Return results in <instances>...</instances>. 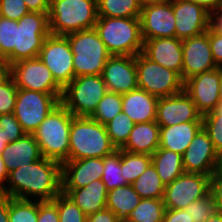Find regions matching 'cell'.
<instances>
[{"instance_id": "cell-30", "label": "cell", "mask_w": 222, "mask_h": 222, "mask_svg": "<svg viewBox=\"0 0 222 222\" xmlns=\"http://www.w3.org/2000/svg\"><path fill=\"white\" fill-rule=\"evenodd\" d=\"M131 185L142 199H163L164 197L166 185L161 181L152 163Z\"/></svg>"}, {"instance_id": "cell-17", "label": "cell", "mask_w": 222, "mask_h": 222, "mask_svg": "<svg viewBox=\"0 0 222 222\" xmlns=\"http://www.w3.org/2000/svg\"><path fill=\"white\" fill-rule=\"evenodd\" d=\"M172 0L141 9L140 23L143 41L153 38L176 37Z\"/></svg>"}, {"instance_id": "cell-29", "label": "cell", "mask_w": 222, "mask_h": 222, "mask_svg": "<svg viewBox=\"0 0 222 222\" xmlns=\"http://www.w3.org/2000/svg\"><path fill=\"white\" fill-rule=\"evenodd\" d=\"M152 164L164 185L170 184L185 172L182 155L168 149H157L152 154Z\"/></svg>"}, {"instance_id": "cell-6", "label": "cell", "mask_w": 222, "mask_h": 222, "mask_svg": "<svg viewBox=\"0 0 222 222\" xmlns=\"http://www.w3.org/2000/svg\"><path fill=\"white\" fill-rule=\"evenodd\" d=\"M73 53L75 78L84 75H101L111 57L94 28L66 35Z\"/></svg>"}, {"instance_id": "cell-44", "label": "cell", "mask_w": 222, "mask_h": 222, "mask_svg": "<svg viewBox=\"0 0 222 222\" xmlns=\"http://www.w3.org/2000/svg\"><path fill=\"white\" fill-rule=\"evenodd\" d=\"M203 129L208 133L218 154L222 152V118H202Z\"/></svg>"}, {"instance_id": "cell-47", "label": "cell", "mask_w": 222, "mask_h": 222, "mask_svg": "<svg viewBox=\"0 0 222 222\" xmlns=\"http://www.w3.org/2000/svg\"><path fill=\"white\" fill-rule=\"evenodd\" d=\"M206 32L209 36L213 59L217 66H222V34L214 32L210 27Z\"/></svg>"}, {"instance_id": "cell-54", "label": "cell", "mask_w": 222, "mask_h": 222, "mask_svg": "<svg viewBox=\"0 0 222 222\" xmlns=\"http://www.w3.org/2000/svg\"><path fill=\"white\" fill-rule=\"evenodd\" d=\"M9 172L6 169L4 160L0 155V192L4 189L6 185H4V181L8 180Z\"/></svg>"}, {"instance_id": "cell-12", "label": "cell", "mask_w": 222, "mask_h": 222, "mask_svg": "<svg viewBox=\"0 0 222 222\" xmlns=\"http://www.w3.org/2000/svg\"><path fill=\"white\" fill-rule=\"evenodd\" d=\"M38 58L50 69L55 81L63 89L75 78L73 53L66 36L49 34Z\"/></svg>"}, {"instance_id": "cell-37", "label": "cell", "mask_w": 222, "mask_h": 222, "mask_svg": "<svg viewBox=\"0 0 222 222\" xmlns=\"http://www.w3.org/2000/svg\"><path fill=\"white\" fill-rule=\"evenodd\" d=\"M121 111L122 94L107 91L90 117L105 126Z\"/></svg>"}, {"instance_id": "cell-33", "label": "cell", "mask_w": 222, "mask_h": 222, "mask_svg": "<svg viewBox=\"0 0 222 222\" xmlns=\"http://www.w3.org/2000/svg\"><path fill=\"white\" fill-rule=\"evenodd\" d=\"M164 211L163 199L143 198L130 213L129 219L133 222H162Z\"/></svg>"}, {"instance_id": "cell-51", "label": "cell", "mask_w": 222, "mask_h": 222, "mask_svg": "<svg viewBox=\"0 0 222 222\" xmlns=\"http://www.w3.org/2000/svg\"><path fill=\"white\" fill-rule=\"evenodd\" d=\"M209 27L216 33L222 34V6L219 10L210 13Z\"/></svg>"}, {"instance_id": "cell-45", "label": "cell", "mask_w": 222, "mask_h": 222, "mask_svg": "<svg viewBox=\"0 0 222 222\" xmlns=\"http://www.w3.org/2000/svg\"><path fill=\"white\" fill-rule=\"evenodd\" d=\"M37 222H59L57 205L53 201L38 200V221Z\"/></svg>"}, {"instance_id": "cell-8", "label": "cell", "mask_w": 222, "mask_h": 222, "mask_svg": "<svg viewBox=\"0 0 222 222\" xmlns=\"http://www.w3.org/2000/svg\"><path fill=\"white\" fill-rule=\"evenodd\" d=\"M49 34L48 14L29 12L24 15L16 21V45L7 56L9 64L38 57Z\"/></svg>"}, {"instance_id": "cell-39", "label": "cell", "mask_w": 222, "mask_h": 222, "mask_svg": "<svg viewBox=\"0 0 222 222\" xmlns=\"http://www.w3.org/2000/svg\"><path fill=\"white\" fill-rule=\"evenodd\" d=\"M184 210L189 212L191 222H206L219 211L210 192L203 198L191 202Z\"/></svg>"}, {"instance_id": "cell-34", "label": "cell", "mask_w": 222, "mask_h": 222, "mask_svg": "<svg viewBox=\"0 0 222 222\" xmlns=\"http://www.w3.org/2000/svg\"><path fill=\"white\" fill-rule=\"evenodd\" d=\"M134 125L135 123L123 111L105 125L111 142L116 149H121L126 144Z\"/></svg>"}, {"instance_id": "cell-62", "label": "cell", "mask_w": 222, "mask_h": 222, "mask_svg": "<svg viewBox=\"0 0 222 222\" xmlns=\"http://www.w3.org/2000/svg\"><path fill=\"white\" fill-rule=\"evenodd\" d=\"M219 168L222 169V152L219 154Z\"/></svg>"}, {"instance_id": "cell-26", "label": "cell", "mask_w": 222, "mask_h": 222, "mask_svg": "<svg viewBox=\"0 0 222 222\" xmlns=\"http://www.w3.org/2000/svg\"><path fill=\"white\" fill-rule=\"evenodd\" d=\"M74 203L88 216L106 208L108 190L99 179L78 189H62Z\"/></svg>"}, {"instance_id": "cell-32", "label": "cell", "mask_w": 222, "mask_h": 222, "mask_svg": "<svg viewBox=\"0 0 222 222\" xmlns=\"http://www.w3.org/2000/svg\"><path fill=\"white\" fill-rule=\"evenodd\" d=\"M152 163V155L130 153L121 149L122 176L132 184Z\"/></svg>"}, {"instance_id": "cell-48", "label": "cell", "mask_w": 222, "mask_h": 222, "mask_svg": "<svg viewBox=\"0 0 222 222\" xmlns=\"http://www.w3.org/2000/svg\"><path fill=\"white\" fill-rule=\"evenodd\" d=\"M162 222H191V217L184 209H165Z\"/></svg>"}, {"instance_id": "cell-16", "label": "cell", "mask_w": 222, "mask_h": 222, "mask_svg": "<svg viewBox=\"0 0 222 222\" xmlns=\"http://www.w3.org/2000/svg\"><path fill=\"white\" fill-rule=\"evenodd\" d=\"M183 67L182 81L192 76L218 68L216 65L207 32L182 40Z\"/></svg>"}, {"instance_id": "cell-53", "label": "cell", "mask_w": 222, "mask_h": 222, "mask_svg": "<svg viewBox=\"0 0 222 222\" xmlns=\"http://www.w3.org/2000/svg\"><path fill=\"white\" fill-rule=\"evenodd\" d=\"M0 222H9L8 196L0 194Z\"/></svg>"}, {"instance_id": "cell-4", "label": "cell", "mask_w": 222, "mask_h": 222, "mask_svg": "<svg viewBox=\"0 0 222 222\" xmlns=\"http://www.w3.org/2000/svg\"><path fill=\"white\" fill-rule=\"evenodd\" d=\"M73 117L59 103L32 133L43 157L61 164L69 160V136Z\"/></svg>"}, {"instance_id": "cell-23", "label": "cell", "mask_w": 222, "mask_h": 222, "mask_svg": "<svg viewBox=\"0 0 222 222\" xmlns=\"http://www.w3.org/2000/svg\"><path fill=\"white\" fill-rule=\"evenodd\" d=\"M158 97L142 89L122 94V111L135 123L156 121Z\"/></svg>"}, {"instance_id": "cell-43", "label": "cell", "mask_w": 222, "mask_h": 222, "mask_svg": "<svg viewBox=\"0 0 222 222\" xmlns=\"http://www.w3.org/2000/svg\"><path fill=\"white\" fill-rule=\"evenodd\" d=\"M0 126L9 143L19 140L26 132L15 118L14 113L0 115Z\"/></svg>"}, {"instance_id": "cell-36", "label": "cell", "mask_w": 222, "mask_h": 222, "mask_svg": "<svg viewBox=\"0 0 222 222\" xmlns=\"http://www.w3.org/2000/svg\"><path fill=\"white\" fill-rule=\"evenodd\" d=\"M9 222H37L38 200H21L8 197Z\"/></svg>"}, {"instance_id": "cell-10", "label": "cell", "mask_w": 222, "mask_h": 222, "mask_svg": "<svg viewBox=\"0 0 222 222\" xmlns=\"http://www.w3.org/2000/svg\"><path fill=\"white\" fill-rule=\"evenodd\" d=\"M62 94L17 90L14 116L27 134H32L61 100Z\"/></svg>"}, {"instance_id": "cell-2", "label": "cell", "mask_w": 222, "mask_h": 222, "mask_svg": "<svg viewBox=\"0 0 222 222\" xmlns=\"http://www.w3.org/2000/svg\"><path fill=\"white\" fill-rule=\"evenodd\" d=\"M116 150L103 124L91 117H73L69 136V160L104 158Z\"/></svg>"}, {"instance_id": "cell-21", "label": "cell", "mask_w": 222, "mask_h": 222, "mask_svg": "<svg viewBox=\"0 0 222 222\" xmlns=\"http://www.w3.org/2000/svg\"><path fill=\"white\" fill-rule=\"evenodd\" d=\"M104 158L68 160L61 164L62 189H78L101 179Z\"/></svg>"}, {"instance_id": "cell-57", "label": "cell", "mask_w": 222, "mask_h": 222, "mask_svg": "<svg viewBox=\"0 0 222 222\" xmlns=\"http://www.w3.org/2000/svg\"><path fill=\"white\" fill-rule=\"evenodd\" d=\"M138 5L142 8L147 7V6H151V5H155V4H159L162 3L166 0H136Z\"/></svg>"}, {"instance_id": "cell-18", "label": "cell", "mask_w": 222, "mask_h": 222, "mask_svg": "<svg viewBox=\"0 0 222 222\" xmlns=\"http://www.w3.org/2000/svg\"><path fill=\"white\" fill-rule=\"evenodd\" d=\"M101 75L108 92L124 94L137 89L136 56H111Z\"/></svg>"}, {"instance_id": "cell-14", "label": "cell", "mask_w": 222, "mask_h": 222, "mask_svg": "<svg viewBox=\"0 0 222 222\" xmlns=\"http://www.w3.org/2000/svg\"><path fill=\"white\" fill-rule=\"evenodd\" d=\"M219 84L220 66L192 76L184 82V91L191 97L202 116L217 109L221 101Z\"/></svg>"}, {"instance_id": "cell-19", "label": "cell", "mask_w": 222, "mask_h": 222, "mask_svg": "<svg viewBox=\"0 0 222 222\" xmlns=\"http://www.w3.org/2000/svg\"><path fill=\"white\" fill-rule=\"evenodd\" d=\"M176 38L186 39L203 34L209 29L210 13L202 6L187 0H172Z\"/></svg>"}, {"instance_id": "cell-24", "label": "cell", "mask_w": 222, "mask_h": 222, "mask_svg": "<svg viewBox=\"0 0 222 222\" xmlns=\"http://www.w3.org/2000/svg\"><path fill=\"white\" fill-rule=\"evenodd\" d=\"M8 172L32 164L40 160L41 154L39 144L33 134H25L19 140L8 143L1 153Z\"/></svg>"}, {"instance_id": "cell-13", "label": "cell", "mask_w": 222, "mask_h": 222, "mask_svg": "<svg viewBox=\"0 0 222 222\" xmlns=\"http://www.w3.org/2000/svg\"><path fill=\"white\" fill-rule=\"evenodd\" d=\"M209 190L210 176L184 172L165 186V209H185L191 202L207 195Z\"/></svg>"}, {"instance_id": "cell-7", "label": "cell", "mask_w": 222, "mask_h": 222, "mask_svg": "<svg viewBox=\"0 0 222 222\" xmlns=\"http://www.w3.org/2000/svg\"><path fill=\"white\" fill-rule=\"evenodd\" d=\"M106 92L102 75L79 76L63 89L60 103L74 116L90 117Z\"/></svg>"}, {"instance_id": "cell-46", "label": "cell", "mask_w": 222, "mask_h": 222, "mask_svg": "<svg viewBox=\"0 0 222 222\" xmlns=\"http://www.w3.org/2000/svg\"><path fill=\"white\" fill-rule=\"evenodd\" d=\"M218 210L222 212V169L218 168L210 176V190Z\"/></svg>"}, {"instance_id": "cell-28", "label": "cell", "mask_w": 222, "mask_h": 222, "mask_svg": "<svg viewBox=\"0 0 222 222\" xmlns=\"http://www.w3.org/2000/svg\"><path fill=\"white\" fill-rule=\"evenodd\" d=\"M141 199L131 184L120 186L108 191L106 208L116 214L119 221L127 220Z\"/></svg>"}, {"instance_id": "cell-63", "label": "cell", "mask_w": 222, "mask_h": 222, "mask_svg": "<svg viewBox=\"0 0 222 222\" xmlns=\"http://www.w3.org/2000/svg\"><path fill=\"white\" fill-rule=\"evenodd\" d=\"M119 222H133V221H131L130 219H127V220H122V221H119Z\"/></svg>"}, {"instance_id": "cell-55", "label": "cell", "mask_w": 222, "mask_h": 222, "mask_svg": "<svg viewBox=\"0 0 222 222\" xmlns=\"http://www.w3.org/2000/svg\"><path fill=\"white\" fill-rule=\"evenodd\" d=\"M10 76V64L8 61H0V84Z\"/></svg>"}, {"instance_id": "cell-35", "label": "cell", "mask_w": 222, "mask_h": 222, "mask_svg": "<svg viewBox=\"0 0 222 222\" xmlns=\"http://www.w3.org/2000/svg\"><path fill=\"white\" fill-rule=\"evenodd\" d=\"M121 172V149H117L111 155L104 157V171L101 180L106 185L108 191L128 185Z\"/></svg>"}, {"instance_id": "cell-22", "label": "cell", "mask_w": 222, "mask_h": 222, "mask_svg": "<svg viewBox=\"0 0 222 222\" xmlns=\"http://www.w3.org/2000/svg\"><path fill=\"white\" fill-rule=\"evenodd\" d=\"M142 53L161 66L177 72L182 79L183 50L182 40L176 37L147 39Z\"/></svg>"}, {"instance_id": "cell-42", "label": "cell", "mask_w": 222, "mask_h": 222, "mask_svg": "<svg viewBox=\"0 0 222 222\" xmlns=\"http://www.w3.org/2000/svg\"><path fill=\"white\" fill-rule=\"evenodd\" d=\"M28 13L24 0H0V16L4 18L18 21Z\"/></svg>"}, {"instance_id": "cell-1", "label": "cell", "mask_w": 222, "mask_h": 222, "mask_svg": "<svg viewBox=\"0 0 222 222\" xmlns=\"http://www.w3.org/2000/svg\"><path fill=\"white\" fill-rule=\"evenodd\" d=\"M6 183L10 187L5 186L1 195L21 200H32L29 198L35 196L41 202L52 201L62 192L61 163L42 157L9 172Z\"/></svg>"}, {"instance_id": "cell-52", "label": "cell", "mask_w": 222, "mask_h": 222, "mask_svg": "<svg viewBox=\"0 0 222 222\" xmlns=\"http://www.w3.org/2000/svg\"><path fill=\"white\" fill-rule=\"evenodd\" d=\"M202 6L209 13H213L220 9L222 0H187Z\"/></svg>"}, {"instance_id": "cell-25", "label": "cell", "mask_w": 222, "mask_h": 222, "mask_svg": "<svg viewBox=\"0 0 222 222\" xmlns=\"http://www.w3.org/2000/svg\"><path fill=\"white\" fill-rule=\"evenodd\" d=\"M202 128V121H189L172 126H160L158 149H168L183 155L193 138Z\"/></svg>"}, {"instance_id": "cell-27", "label": "cell", "mask_w": 222, "mask_h": 222, "mask_svg": "<svg viewBox=\"0 0 222 222\" xmlns=\"http://www.w3.org/2000/svg\"><path fill=\"white\" fill-rule=\"evenodd\" d=\"M160 143V126L156 121L135 124L126 144L121 148L130 153L152 155Z\"/></svg>"}, {"instance_id": "cell-38", "label": "cell", "mask_w": 222, "mask_h": 222, "mask_svg": "<svg viewBox=\"0 0 222 222\" xmlns=\"http://www.w3.org/2000/svg\"><path fill=\"white\" fill-rule=\"evenodd\" d=\"M57 205L59 222H86L87 215L66 194L52 200Z\"/></svg>"}, {"instance_id": "cell-60", "label": "cell", "mask_w": 222, "mask_h": 222, "mask_svg": "<svg viewBox=\"0 0 222 222\" xmlns=\"http://www.w3.org/2000/svg\"><path fill=\"white\" fill-rule=\"evenodd\" d=\"M219 90H220V99L222 101V66H220V84H219Z\"/></svg>"}, {"instance_id": "cell-41", "label": "cell", "mask_w": 222, "mask_h": 222, "mask_svg": "<svg viewBox=\"0 0 222 222\" xmlns=\"http://www.w3.org/2000/svg\"><path fill=\"white\" fill-rule=\"evenodd\" d=\"M16 45V21L0 16V46L7 57Z\"/></svg>"}, {"instance_id": "cell-3", "label": "cell", "mask_w": 222, "mask_h": 222, "mask_svg": "<svg viewBox=\"0 0 222 222\" xmlns=\"http://www.w3.org/2000/svg\"><path fill=\"white\" fill-rule=\"evenodd\" d=\"M94 29L111 56H136L143 50L140 17H98Z\"/></svg>"}, {"instance_id": "cell-49", "label": "cell", "mask_w": 222, "mask_h": 222, "mask_svg": "<svg viewBox=\"0 0 222 222\" xmlns=\"http://www.w3.org/2000/svg\"><path fill=\"white\" fill-rule=\"evenodd\" d=\"M86 222H119L114 214L110 209H103L96 213H92L87 216Z\"/></svg>"}, {"instance_id": "cell-40", "label": "cell", "mask_w": 222, "mask_h": 222, "mask_svg": "<svg viewBox=\"0 0 222 222\" xmlns=\"http://www.w3.org/2000/svg\"><path fill=\"white\" fill-rule=\"evenodd\" d=\"M17 90L11 76L0 84V115L14 113Z\"/></svg>"}, {"instance_id": "cell-20", "label": "cell", "mask_w": 222, "mask_h": 222, "mask_svg": "<svg viewBox=\"0 0 222 222\" xmlns=\"http://www.w3.org/2000/svg\"><path fill=\"white\" fill-rule=\"evenodd\" d=\"M189 121H202V115L184 90L176 95L158 98L156 123L159 126Z\"/></svg>"}, {"instance_id": "cell-61", "label": "cell", "mask_w": 222, "mask_h": 222, "mask_svg": "<svg viewBox=\"0 0 222 222\" xmlns=\"http://www.w3.org/2000/svg\"><path fill=\"white\" fill-rule=\"evenodd\" d=\"M0 61H8L7 57L2 52L1 46H0Z\"/></svg>"}, {"instance_id": "cell-50", "label": "cell", "mask_w": 222, "mask_h": 222, "mask_svg": "<svg viewBox=\"0 0 222 222\" xmlns=\"http://www.w3.org/2000/svg\"><path fill=\"white\" fill-rule=\"evenodd\" d=\"M29 12H39L48 14L50 9V0H24Z\"/></svg>"}, {"instance_id": "cell-15", "label": "cell", "mask_w": 222, "mask_h": 222, "mask_svg": "<svg viewBox=\"0 0 222 222\" xmlns=\"http://www.w3.org/2000/svg\"><path fill=\"white\" fill-rule=\"evenodd\" d=\"M182 163L186 173L208 176L219 168V154L203 128L196 134L182 155Z\"/></svg>"}, {"instance_id": "cell-5", "label": "cell", "mask_w": 222, "mask_h": 222, "mask_svg": "<svg viewBox=\"0 0 222 222\" xmlns=\"http://www.w3.org/2000/svg\"><path fill=\"white\" fill-rule=\"evenodd\" d=\"M97 18V0H50L48 22L52 35L92 29Z\"/></svg>"}, {"instance_id": "cell-31", "label": "cell", "mask_w": 222, "mask_h": 222, "mask_svg": "<svg viewBox=\"0 0 222 222\" xmlns=\"http://www.w3.org/2000/svg\"><path fill=\"white\" fill-rule=\"evenodd\" d=\"M141 7L136 0H97L98 17H140Z\"/></svg>"}, {"instance_id": "cell-11", "label": "cell", "mask_w": 222, "mask_h": 222, "mask_svg": "<svg viewBox=\"0 0 222 222\" xmlns=\"http://www.w3.org/2000/svg\"><path fill=\"white\" fill-rule=\"evenodd\" d=\"M10 76L18 89L48 94H62L50 69L38 58L19 60L10 65Z\"/></svg>"}, {"instance_id": "cell-58", "label": "cell", "mask_w": 222, "mask_h": 222, "mask_svg": "<svg viewBox=\"0 0 222 222\" xmlns=\"http://www.w3.org/2000/svg\"><path fill=\"white\" fill-rule=\"evenodd\" d=\"M8 143V137H6L4 131H2V128L0 126V155Z\"/></svg>"}, {"instance_id": "cell-9", "label": "cell", "mask_w": 222, "mask_h": 222, "mask_svg": "<svg viewBox=\"0 0 222 222\" xmlns=\"http://www.w3.org/2000/svg\"><path fill=\"white\" fill-rule=\"evenodd\" d=\"M137 86L158 98L181 93L184 82L181 76L147 58L142 52L136 55Z\"/></svg>"}, {"instance_id": "cell-56", "label": "cell", "mask_w": 222, "mask_h": 222, "mask_svg": "<svg viewBox=\"0 0 222 222\" xmlns=\"http://www.w3.org/2000/svg\"><path fill=\"white\" fill-rule=\"evenodd\" d=\"M202 118H222V101L219 102L216 110L202 116Z\"/></svg>"}, {"instance_id": "cell-59", "label": "cell", "mask_w": 222, "mask_h": 222, "mask_svg": "<svg viewBox=\"0 0 222 222\" xmlns=\"http://www.w3.org/2000/svg\"><path fill=\"white\" fill-rule=\"evenodd\" d=\"M206 222H222V212L218 211L215 215L211 216Z\"/></svg>"}]
</instances>
